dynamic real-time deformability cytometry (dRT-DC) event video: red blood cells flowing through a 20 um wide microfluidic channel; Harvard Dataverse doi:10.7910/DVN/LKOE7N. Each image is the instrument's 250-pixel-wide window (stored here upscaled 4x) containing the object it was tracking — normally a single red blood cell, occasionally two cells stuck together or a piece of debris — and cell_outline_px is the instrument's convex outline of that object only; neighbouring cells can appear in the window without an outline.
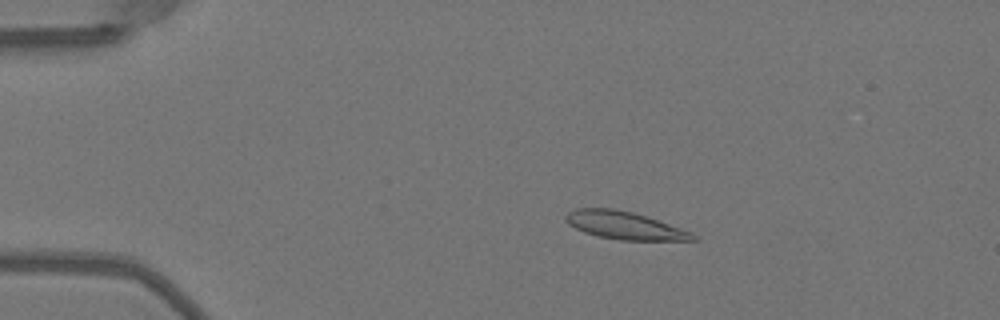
{"species": "Egyptian fruit bat (a non-hibernating species)", "species_latin": "Rousettus aegyptiacus", "temperature_condition": "warm", "stored_images_in_passage": 43, "camera_frame_rate_fps": 3000, "um_per_image_px": 0.085, "animal": {"sex": "female"}, "frame": {"image": 1, "passage_image": 2, "time_ms": 0.333, "image_size_px": [1000, 320], "cell_outline_px": [[700, 240], [620, 240], [596, 236], [584, 232], [568, 224], [564, 220], [564, 216], [568, 212], [576, 208], [612, 208], [632, 212], [648, 216], [692, 232]], "centroid_in_image_um": [53.08, 19.16], "position_along_channel_um": 31.9, "area_um2": 20.69}}
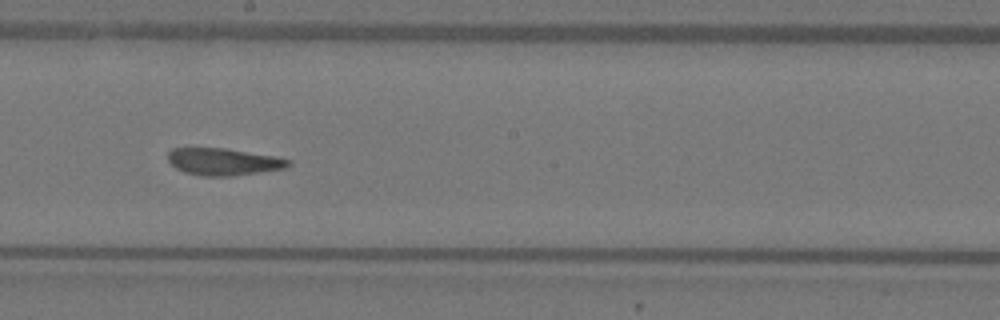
{"frame": {"image": 2, "passage_image": 21, "time_ms": 6.667, "image_size_px": [1000, 320], "cell_outline_px": [[292, 164], [284, 168], [232, 176], [204, 176], [184, 172], [176, 168], [168, 160], [168, 152], [172, 148], [224, 148], [276, 156], [292, 160]], "centroid_in_image_um": [19.0, 13.74], "position_along_channel_um": 229.2, "area_um2": 18.96}}
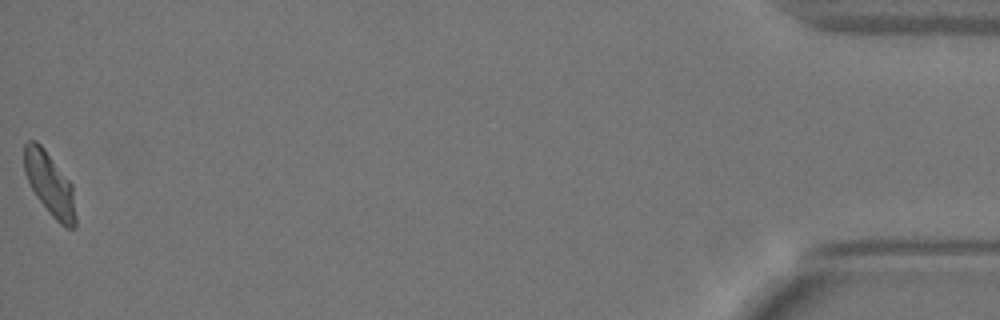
{"frame": {"image": 3, "passage_image": 43, "time_ms": 14.0, "image_size_px": [1000, 320], "cell_outline_px": [[76, 228], [64, 228], [48, 212], [36, 196], [24, 172], [24, 144], [28, 140], [36, 140], [44, 148], [72, 184], [76, 216]], "centroid_in_image_um": [4.23, 15.66], "position_along_channel_um": 431.0, "area_um2": 18.96}, "authors_computed_cell_mechanics": {"area_um2": 19.5364, "velocity_mm_per_s": 4.0299, "shape_relaxation_time_tau1_ms": null, "shape_relaxation_time_tau2_ms": 1.9195, "deformation_change_tau1": null, "deformation_change_tau2": 0.0857}}